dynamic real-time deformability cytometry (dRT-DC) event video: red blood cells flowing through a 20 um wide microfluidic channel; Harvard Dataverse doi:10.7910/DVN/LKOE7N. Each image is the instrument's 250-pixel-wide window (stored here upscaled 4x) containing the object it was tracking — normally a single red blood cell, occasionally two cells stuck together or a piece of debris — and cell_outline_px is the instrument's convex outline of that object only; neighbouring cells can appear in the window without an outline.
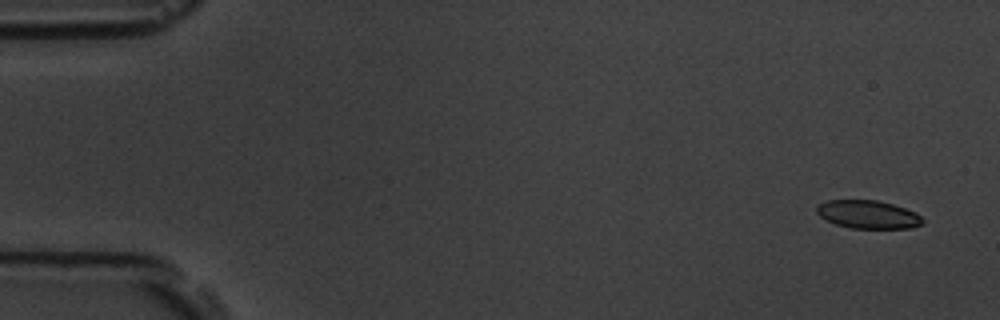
{"species": "common noctule bat (a hibernating species)", "species_latin": "Nyctalus noctula", "temperature_condition": "room temperature", "stored_images_in_passage": 6, "camera_frame_rate_fps": 3000, "um_per_image_px": 0.085, "animal": {"sex": "male", "body_mass_g": 19.5, "forearm_length_mm": 54.6}, "frame": {"image": 1, "passage_image": 1, "time_ms": 0.0, "image_size_px": [1000, 320], "cell_outline_px": [[924, 224], [912, 228], [852, 228], [836, 224], [820, 216], [816, 212], [816, 208], [820, 204], [828, 200], [876, 200], [892, 204], [916, 212], [924, 220]], "centroid_in_image_um": [73.82, 18.23], "position_along_channel_um": 11.2, "area_um2": 17.28}}
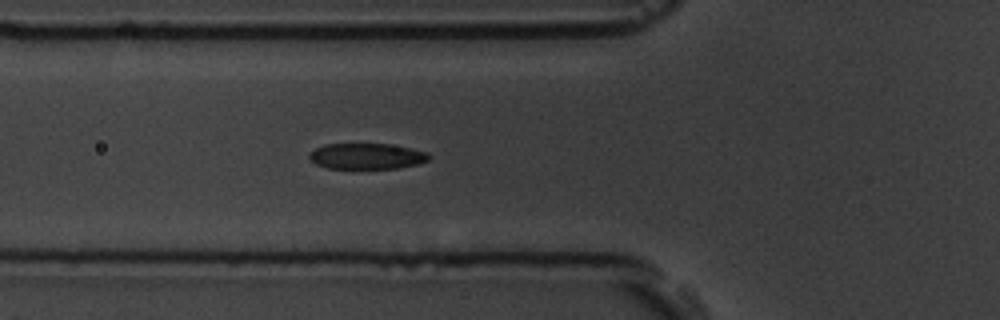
{"frame": {"image": 2, "passage_image": 6, "time_ms": 1.667, "image_size_px": [1000, 320], "cell_outline_px": [[432, 156], [428, 160], [420, 164], [396, 168], [328, 168], [316, 164], [308, 160], [308, 156], [316, 148], [324, 144], [388, 144], [412, 148], [428, 152]], "centroid_in_image_um": [31.2, 13.27], "position_along_channel_um": 94.6, "area_um2": 18.09}}